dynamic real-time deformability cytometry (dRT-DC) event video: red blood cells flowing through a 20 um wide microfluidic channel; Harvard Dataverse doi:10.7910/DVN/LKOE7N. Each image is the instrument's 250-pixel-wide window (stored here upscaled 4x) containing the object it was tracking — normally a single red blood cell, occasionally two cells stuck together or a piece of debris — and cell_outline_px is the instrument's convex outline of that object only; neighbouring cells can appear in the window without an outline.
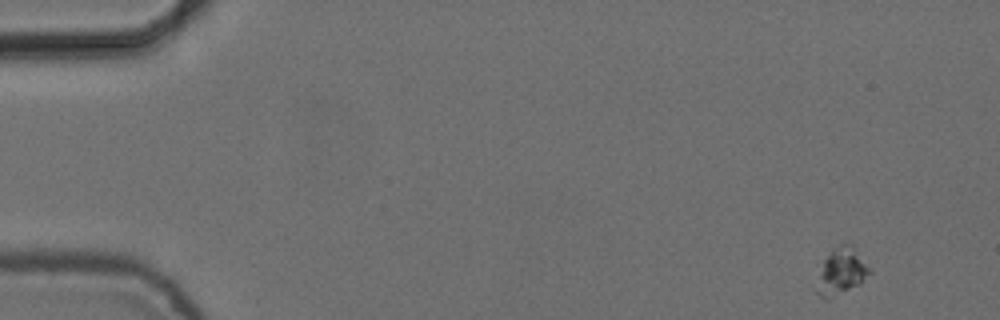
{"species": "common noctule bat (a hibernating species)", "species_latin": "Nyctalus noctula", "temperature_condition": "cold", "stored_images_in_passage": 6, "camera_frame_rate_fps": 3000, "um_per_image_px": 0.085, "animal": {"sex": "female", "body_mass_g": 24.6, "forearm_length_mm": 56.2}, "frame": {"image": 1, "passage_image": 1, "time_ms": 0.0, "image_size_px": [1000, 320], "cell_outline_px": [[872, 272], [860, 284], [828, 300], [824, 300], [816, 292], [816, 264], [832, 248], [840, 244], [848, 244]], "centroid_in_image_um": [71.37, 23.11], "position_along_channel_um": 13.6, "area_um2": 14.74}}
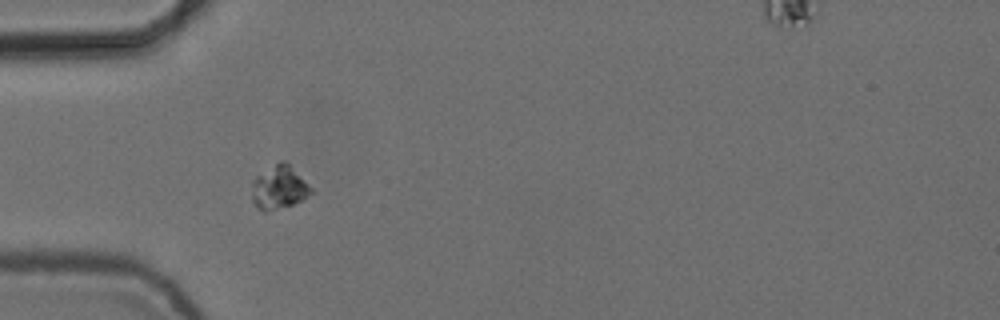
{"frame": {"image": 2, "passage_image": 5, "time_ms": 1.333, "image_size_px": [1000, 320], "cell_outline_px": [[316, 192], [292, 204], [264, 212], [252, 200], [252, 180], [256, 176], [280, 160], [284, 160]], "centroid_in_image_um": [23.72, 15.92], "position_along_channel_um": 61.3, "area_um2": 14.68}}
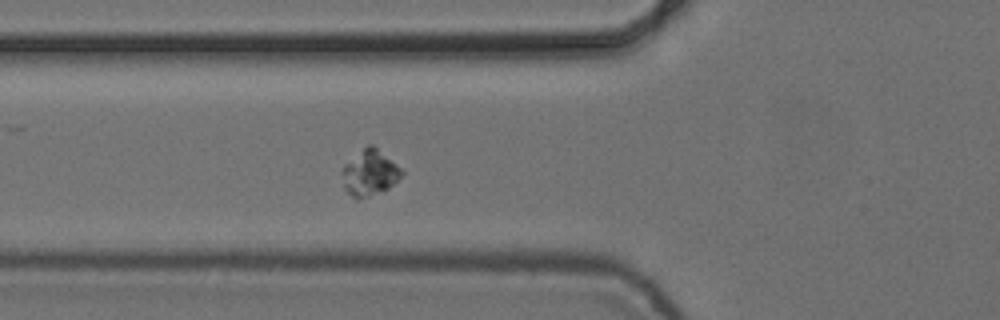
{"frame": {"image": 3, "passage_image": 6, "time_ms": 1.667, "image_size_px": [1000, 320], "cell_outline_px": [[404, 172], [388, 188], [368, 196], [356, 200], [344, 188], [340, 172], [344, 164], [368, 144], [372, 144], [400, 168]], "centroid_in_image_um": [31.36, 14.69], "position_along_channel_um": 94.4, "area_um2": 15.55}}